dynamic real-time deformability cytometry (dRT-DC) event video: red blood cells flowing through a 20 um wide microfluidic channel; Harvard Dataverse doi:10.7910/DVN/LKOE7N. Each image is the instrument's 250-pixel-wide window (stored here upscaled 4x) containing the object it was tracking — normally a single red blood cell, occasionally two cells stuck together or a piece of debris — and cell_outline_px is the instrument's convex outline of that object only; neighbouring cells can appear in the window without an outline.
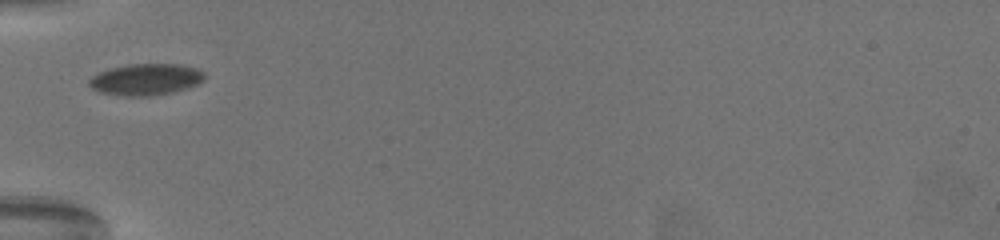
{"species": "common noctule bat (a hibernating species)", "species_latin": "Nyctalus noctula", "temperature_condition": "warm", "stored_images_in_passage": 42, "camera_frame_rate_fps": 3000, "um_per_image_px": 0.085, "animal": {"sex": "female", "body_mass_g": 19.5, "forearm_length_mm": 54.1}, "frame": {"image": 1, "passage_image": 1, "time_ms": 0.0, "image_size_px": [1000, 240], "cell_outline_px": [[204, 80], [196, 84], [172, 92], [148, 96], [124, 96], [100, 92], [92, 88], [88, 84], [88, 80], [92, 76], [108, 68], [128, 64], [180, 64], [196, 68], [204, 72]], "centroid_in_image_um": [12.36, 6.74], "position_along_channel_um": 72.6, "area_um2": 21.1}}
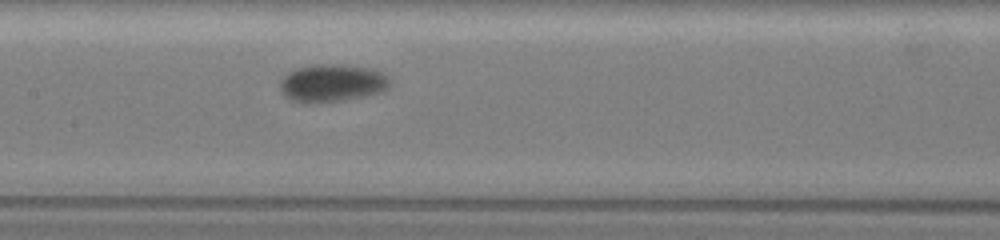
{"frame": {"image": 2, "passage_image": 11, "time_ms": 3.333, "image_size_px": [1000, 240], "cell_outline_px": [[388, 88], [380, 92], [360, 96], [312, 104], [304, 104], [292, 100], [284, 96], [280, 88], [280, 80], [288, 72], [296, 68], [316, 64], [348, 64], [372, 68], [384, 72], [388, 80]], "centroid_in_image_um": [28.18, 7.04], "position_along_channel_um": 179.2, "area_um2": 24.16}}
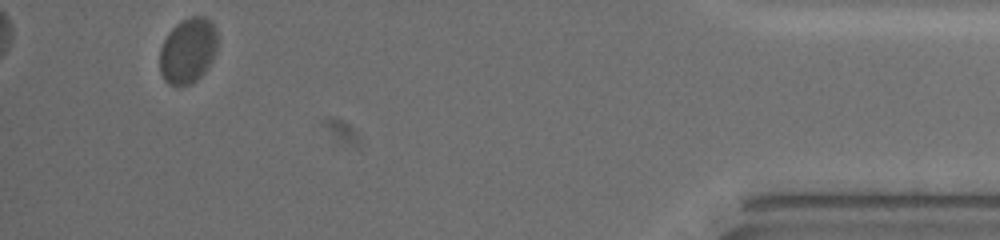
{"frame": {"image": 3, "passage_image": 39, "time_ms": 12.667, "image_size_px": [1000, 240], "cell_outline_px": [[216, 48], [212, 60], [204, 72], [192, 84], [180, 88], [176, 88], [168, 84], [164, 80], [160, 72], [160, 48], [168, 32], [180, 20], [188, 16], [208, 16], [212, 20], [216, 28]], "centroid_in_image_um": [15.96, 4.31], "position_along_channel_um": 419.2, "area_um2": 22.54}, "authors_computed_cell_mechanics": {"area_um2": 22.5709, "velocity_mm_per_s": 3.238, "shape_relaxation_time_tau1_ms": 1.9301, "shape_relaxation_time_tau2_ms": null, "deformation_change_tau1": 0.0519, "deformation_change_tau2": null}}